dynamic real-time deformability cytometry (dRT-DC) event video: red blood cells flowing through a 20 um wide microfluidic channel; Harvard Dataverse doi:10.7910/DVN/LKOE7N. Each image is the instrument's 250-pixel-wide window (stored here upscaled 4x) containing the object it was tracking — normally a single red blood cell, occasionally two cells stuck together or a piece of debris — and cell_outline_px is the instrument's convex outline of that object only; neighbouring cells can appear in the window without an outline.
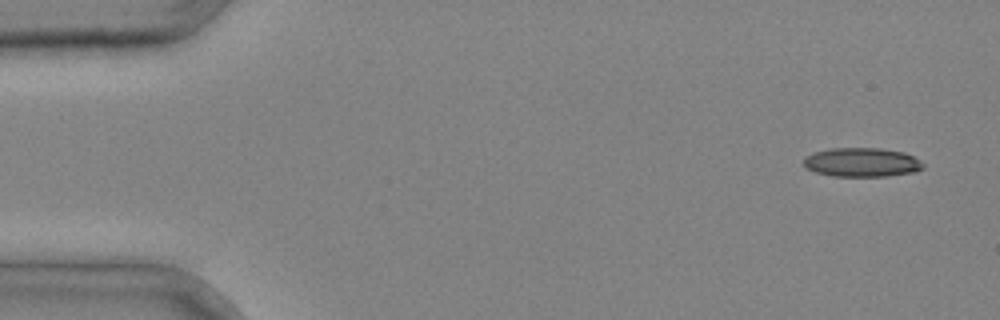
{"species": "common noctule bat (a hibernating species)", "species_latin": "Nyctalus noctula", "temperature_condition": "cold", "stored_images_in_passage": 3, "camera_frame_rate_fps": 3000, "um_per_image_px": 0.085, "animal": {"sex": "male", "body_mass_g": 20.4}, "frame": {"image": 1, "passage_image": 1, "time_ms": 0.0, "image_size_px": [1000, 320], "cell_outline_px": [[924, 168], [916, 172], [888, 176], [832, 176], [816, 172], [804, 168], [804, 156], [812, 152], [828, 148], [880, 148], [904, 152], [920, 160], [924, 164]], "centroid_in_image_um": [73.24, 13.79], "position_along_channel_um": 11.8, "area_um2": 20.52}}